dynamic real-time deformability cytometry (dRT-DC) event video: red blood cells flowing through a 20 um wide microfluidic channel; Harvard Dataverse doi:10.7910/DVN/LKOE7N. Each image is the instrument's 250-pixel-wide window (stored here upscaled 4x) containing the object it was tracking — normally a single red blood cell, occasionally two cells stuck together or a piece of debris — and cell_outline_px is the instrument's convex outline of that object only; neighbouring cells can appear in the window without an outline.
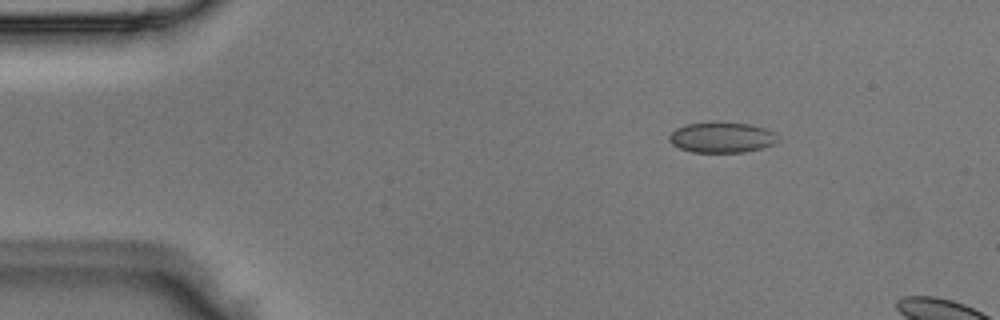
{"species": "Egyptian fruit bat (a non-hibernating species)", "species_latin": "Rousettus aegyptiacus", "temperature_condition": "room temperature", "stored_images_in_passage": 2, "camera_frame_rate_fps": 3000, "um_per_image_px": 0.085, "animal": {"sex": "male"}, "frame": {"image": 1, "passage_image": 1, "time_ms": 0.0, "image_size_px": [1000, 320], "cell_outline_px": [[780, 140], [772, 144], [760, 148], [744, 152], [692, 152], [680, 148], [672, 144], [668, 140], [668, 136], [676, 128], [688, 124], [752, 124], [768, 128], [776, 132]], "centroid_in_image_um": [61.39, 11.7], "position_along_channel_um": 23.6, "area_um2": 18.96}}